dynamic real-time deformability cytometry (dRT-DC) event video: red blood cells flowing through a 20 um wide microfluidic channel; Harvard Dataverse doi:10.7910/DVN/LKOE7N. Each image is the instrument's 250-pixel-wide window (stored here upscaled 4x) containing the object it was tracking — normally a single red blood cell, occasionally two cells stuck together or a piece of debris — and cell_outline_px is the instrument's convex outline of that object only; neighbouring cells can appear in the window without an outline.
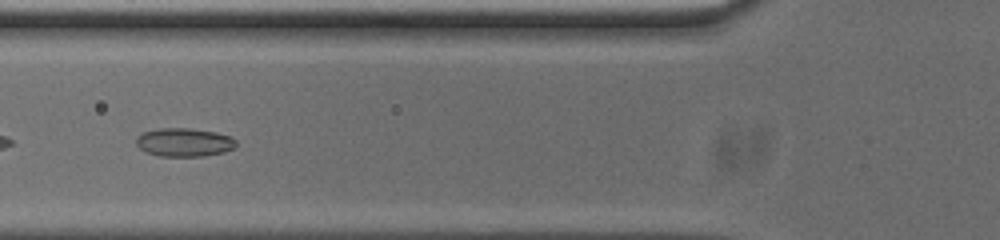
{"species": "common noctule bat (a hibernating species)", "species_latin": "Nyctalus noctula", "temperature_condition": "cold", "stored_images_in_passage": 48, "camera_frame_rate_fps": 3000, "um_per_image_px": 0.085, "animal": {"sex": "male", "body_mass_g": 20.0, "forearm_length_mm": 53.3}, "frame": {"image": 1, "passage_image": 13, "time_ms": 4.0, "image_size_px": [1000, 240], "cell_outline_px": [[236, 144], [232, 148], [224, 152], [204, 156], [160, 156], [144, 152], [136, 144], [136, 136], [144, 132], [160, 128], [188, 128], [216, 132], [232, 136], [236, 140]], "centroid_in_image_um": [15.65, 12.09], "position_along_channel_um": 110.2, "area_um2": 16.65}}
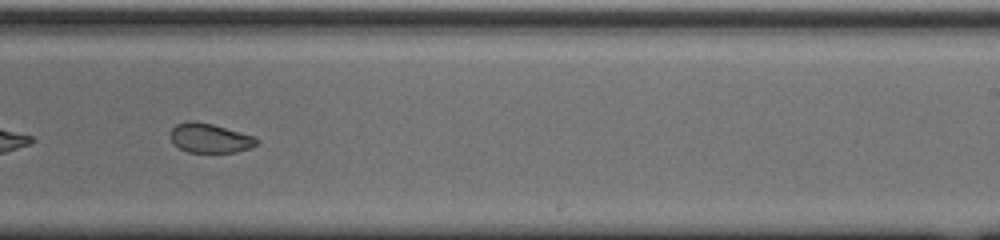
{"frame": {"image": 2, "passage_image": 26, "time_ms": 8.333, "image_size_px": [1000, 240], "cell_outline_px": [[260, 140], [256, 144], [248, 148], [236, 152], [188, 152], [180, 148], [168, 136], [172, 128], [176, 124], [188, 120], [196, 120], [212, 124], [256, 136]], "centroid_in_image_um": [17.83, 11.72], "position_along_channel_um": 271.2, "area_um2": 14.85}}
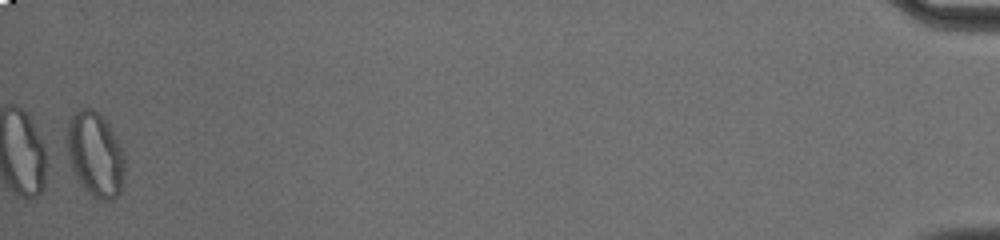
{"frame": {"image": 3, "passage_image": 47, "time_ms": 15.333, "image_size_px": [1000, 240], "cell_outline_px": [[124, 176], [120, 192], [112, 200], [100, 200], [92, 196], [80, 184], [72, 168], [68, 156], [64, 140], [68, 116], [80, 108], [92, 108], [108, 124], [124, 156]], "centroid_in_image_um": [8.03, 13.11], "position_along_channel_um": 427.2, "area_um2": 28.67}, "authors_computed_cell_mechanics": {"area_um2": 17.34, "velocity_mm_per_s": 3.7202, "shape_relaxation_time_tau1_ms": null, "shape_relaxation_time_tau2_ms": 2.5073, "deformation_change_tau1": null, "deformation_change_tau2": 0.0688}}